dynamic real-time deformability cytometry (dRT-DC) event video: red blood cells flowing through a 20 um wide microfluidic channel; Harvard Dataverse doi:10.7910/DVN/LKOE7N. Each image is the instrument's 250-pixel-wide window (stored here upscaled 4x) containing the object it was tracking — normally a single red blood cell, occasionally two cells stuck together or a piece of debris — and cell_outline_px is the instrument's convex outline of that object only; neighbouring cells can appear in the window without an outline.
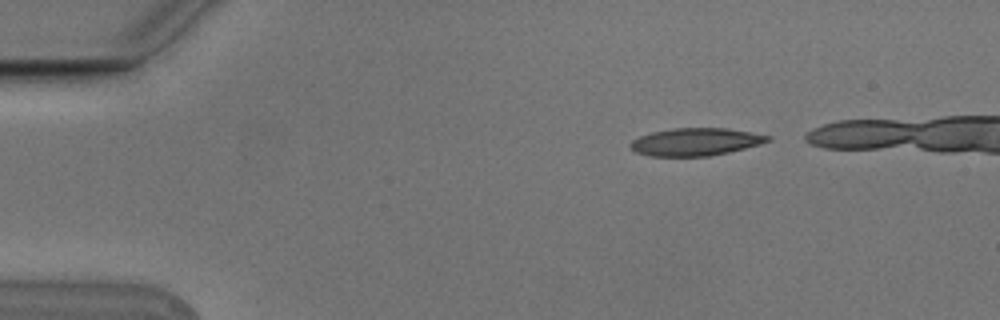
{"species": "Egyptian fruit bat (a non-hibernating species)", "species_latin": "Rousettus aegyptiacus", "temperature_condition": "cold", "stored_images_in_passage": 4, "camera_frame_rate_fps": 3000, "um_per_image_px": 0.085, "animal": {"sex": "male"}, "frame": {"image": 1, "passage_image": 1, "time_ms": 0.0, "image_size_px": [1000, 320], "cell_outline_px": [[772, 140], [760, 144], [728, 152], [708, 156], [652, 156], [636, 152], [628, 144], [632, 140], [640, 136], [652, 132], [672, 128], [728, 128], [772, 136]], "centroid_in_image_um": [59.13, 12.05], "position_along_channel_um": 25.9, "area_um2": 22.02}}